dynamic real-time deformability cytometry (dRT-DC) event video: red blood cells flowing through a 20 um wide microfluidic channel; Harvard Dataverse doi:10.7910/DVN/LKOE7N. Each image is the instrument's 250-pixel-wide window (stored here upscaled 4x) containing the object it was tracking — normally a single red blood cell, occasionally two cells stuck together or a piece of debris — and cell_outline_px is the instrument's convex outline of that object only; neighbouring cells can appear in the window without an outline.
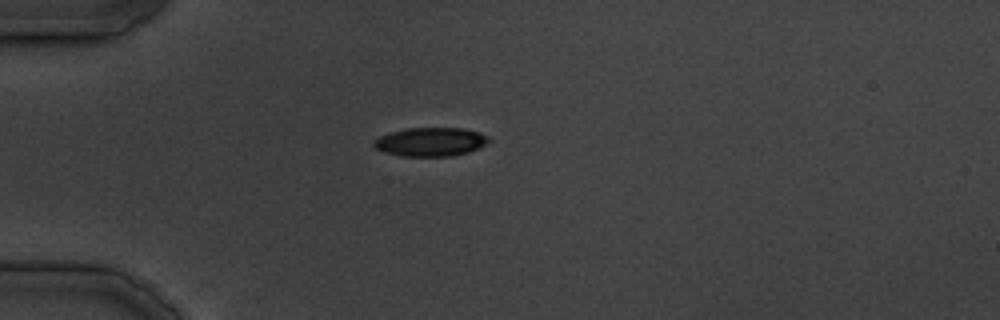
{"species": "common noctule bat (a hibernating species)", "species_latin": "Nyctalus noctula", "temperature_condition": "cold", "stored_images_in_passage": 25, "camera_frame_rate_fps": 3000, "um_per_image_px": 0.085, "animal": {"sex": "male", "body_mass_g": 19.5, "forearm_length_mm": 54.6}, "frame": {"image": 1, "passage_image": 1, "time_ms": 0.0, "image_size_px": [1000, 320], "cell_outline_px": [[488, 140], [484, 144], [468, 152], [452, 156], [400, 156], [384, 152], [376, 148], [372, 144], [372, 140], [380, 136], [392, 132], [408, 128], [464, 128], [480, 132], [488, 136]], "centroid_in_image_um": [36.56, 12.05], "position_along_channel_um": 48.4, "area_um2": 19.13}}
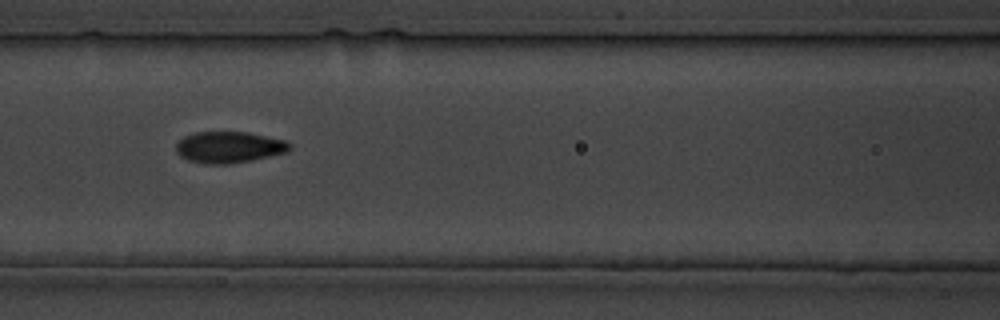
{"frame": {"image": 2, "passage_image": 8, "time_ms": 8.0, "image_size_px": [1000, 320], "cell_outline_px": [[292, 148], [288, 152], [252, 160], [228, 164], [204, 164], [188, 160], [180, 156], [176, 152], [176, 144], [184, 136], [196, 132], [248, 132], [284, 140]], "centroid_in_image_um": [19.45, 12.52], "position_along_channel_um": 147.2, "area_um2": 20.75}}
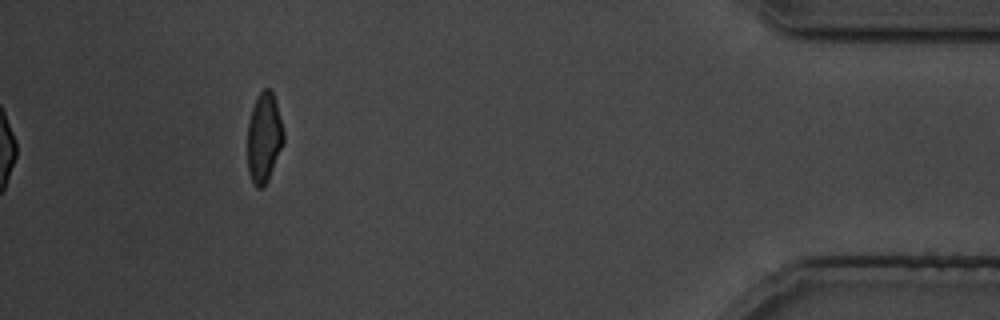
{"frame": {"image": 3, "passage_image": 25, "time_ms": 29.667, "image_size_px": [1000, 320], "cell_outline_px": [[284, 140], [268, 180], [260, 188], [256, 188], [248, 172], [248, 124], [252, 108], [260, 92], [264, 88], [268, 88], [272, 92], [276, 104], [284, 132]], "centroid_in_image_um": [22.43, 11.71], "position_along_channel_um": 412.8, "area_um2": 18.44}}